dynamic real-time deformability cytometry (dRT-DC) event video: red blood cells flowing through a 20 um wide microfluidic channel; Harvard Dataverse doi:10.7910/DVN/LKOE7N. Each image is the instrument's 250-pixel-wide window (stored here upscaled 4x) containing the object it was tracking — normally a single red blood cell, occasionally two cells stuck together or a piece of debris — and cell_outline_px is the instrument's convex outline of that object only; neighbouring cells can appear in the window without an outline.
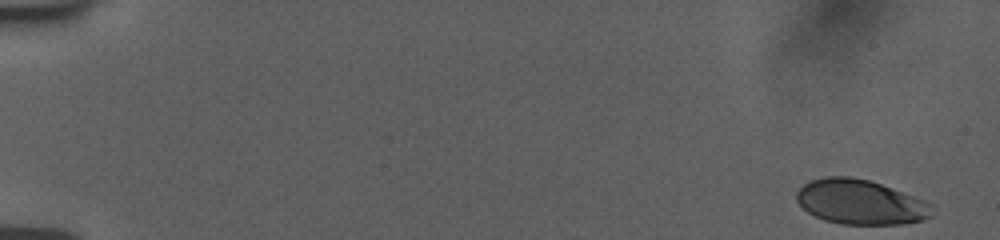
{"species": "human", "species_latin": "Homo sapiens", "temperature_condition": "room temperature", "stored_images_in_passage": 50, "camera_frame_rate_fps": 3000, "um_per_image_px": 0.085, "donor": {"sex": "female"}, "frame": {"image": 1, "passage_image": 1, "time_ms": 0.0, "image_size_px": [1000, 240], "cell_outline_px": [[932, 216], [924, 220], [900, 224], [840, 224], [824, 220], [808, 212], [796, 200], [796, 192], [804, 184], [812, 180], [824, 176], [852, 176], [868, 180], [880, 184], [924, 200], [932, 204]], "centroid_in_image_um": [73.13, 17.18], "position_along_channel_um": 11.9, "area_um2": 35.2}}
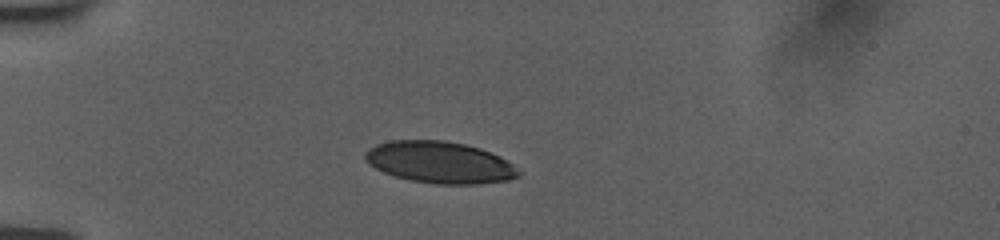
{"frame": {"image": 2, "passage_image": 32, "time_ms": 4.667, "image_size_px": [1000, 240], "cell_outline_px": [[520, 176], [508, 180], [480, 184], [436, 184], [408, 180], [384, 172], [368, 164], [364, 160], [364, 152], [368, 148], [376, 144], [392, 140], [444, 140], [464, 144], [480, 148], [500, 156], [512, 164], [520, 172]], "centroid_in_image_um": [37.35, 13.8], "position_along_channel_um": 47.6, "area_um2": 37.45}}
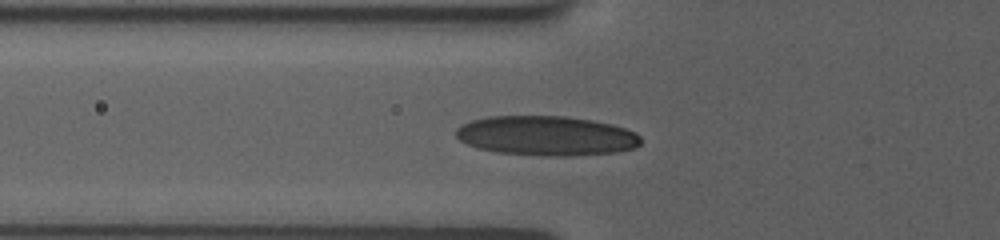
{"frame": {"image": 3, "passage_image": 48, "time_ms": 6.333, "image_size_px": [1000, 240], "cell_outline_px": [[640, 144], [636, 148], [616, 152], [572, 156], [544, 156], [496, 152], [476, 148], [460, 140], [456, 136], [456, 128], [460, 124], [472, 120], [488, 116], [564, 116], [592, 120], [612, 124], [636, 132], [640, 136]], "centroid_in_image_um": [46.43, 11.54], "position_along_channel_um": 79.4, "area_um2": 43.0}}